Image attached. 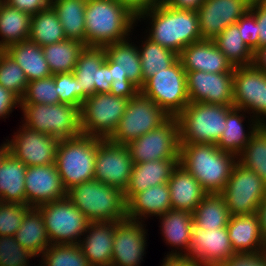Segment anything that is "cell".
<instances>
[{
	"label": "cell",
	"instance_id": "cell-48",
	"mask_svg": "<svg viewBox=\"0 0 266 266\" xmlns=\"http://www.w3.org/2000/svg\"><path fill=\"white\" fill-rule=\"evenodd\" d=\"M31 208L26 204L0 202V236H14Z\"/></svg>",
	"mask_w": 266,
	"mask_h": 266
},
{
	"label": "cell",
	"instance_id": "cell-17",
	"mask_svg": "<svg viewBox=\"0 0 266 266\" xmlns=\"http://www.w3.org/2000/svg\"><path fill=\"white\" fill-rule=\"evenodd\" d=\"M235 255L227 227L204 230L193 222L186 258L199 266H219Z\"/></svg>",
	"mask_w": 266,
	"mask_h": 266
},
{
	"label": "cell",
	"instance_id": "cell-37",
	"mask_svg": "<svg viewBox=\"0 0 266 266\" xmlns=\"http://www.w3.org/2000/svg\"><path fill=\"white\" fill-rule=\"evenodd\" d=\"M43 54L53 74L73 72L85 44L78 40L65 39L54 44L45 45Z\"/></svg>",
	"mask_w": 266,
	"mask_h": 266
},
{
	"label": "cell",
	"instance_id": "cell-43",
	"mask_svg": "<svg viewBox=\"0 0 266 266\" xmlns=\"http://www.w3.org/2000/svg\"><path fill=\"white\" fill-rule=\"evenodd\" d=\"M44 266H91L78 244H51L42 254Z\"/></svg>",
	"mask_w": 266,
	"mask_h": 266
},
{
	"label": "cell",
	"instance_id": "cell-10",
	"mask_svg": "<svg viewBox=\"0 0 266 266\" xmlns=\"http://www.w3.org/2000/svg\"><path fill=\"white\" fill-rule=\"evenodd\" d=\"M51 244H78L90 221L67 197L36 207Z\"/></svg>",
	"mask_w": 266,
	"mask_h": 266
},
{
	"label": "cell",
	"instance_id": "cell-6",
	"mask_svg": "<svg viewBox=\"0 0 266 266\" xmlns=\"http://www.w3.org/2000/svg\"><path fill=\"white\" fill-rule=\"evenodd\" d=\"M97 147L98 138L84 134L59 140L55 165L66 190L94 179Z\"/></svg>",
	"mask_w": 266,
	"mask_h": 266
},
{
	"label": "cell",
	"instance_id": "cell-54",
	"mask_svg": "<svg viewBox=\"0 0 266 266\" xmlns=\"http://www.w3.org/2000/svg\"><path fill=\"white\" fill-rule=\"evenodd\" d=\"M15 107H21V99L0 84V119H6Z\"/></svg>",
	"mask_w": 266,
	"mask_h": 266
},
{
	"label": "cell",
	"instance_id": "cell-16",
	"mask_svg": "<svg viewBox=\"0 0 266 266\" xmlns=\"http://www.w3.org/2000/svg\"><path fill=\"white\" fill-rule=\"evenodd\" d=\"M19 127L12 139H6L8 151L27 167L54 164L59 139L23 125Z\"/></svg>",
	"mask_w": 266,
	"mask_h": 266
},
{
	"label": "cell",
	"instance_id": "cell-31",
	"mask_svg": "<svg viewBox=\"0 0 266 266\" xmlns=\"http://www.w3.org/2000/svg\"><path fill=\"white\" fill-rule=\"evenodd\" d=\"M27 166L9 151L0 163V202L26 204L25 174Z\"/></svg>",
	"mask_w": 266,
	"mask_h": 266
},
{
	"label": "cell",
	"instance_id": "cell-55",
	"mask_svg": "<svg viewBox=\"0 0 266 266\" xmlns=\"http://www.w3.org/2000/svg\"><path fill=\"white\" fill-rule=\"evenodd\" d=\"M136 12L166 4L167 0H124Z\"/></svg>",
	"mask_w": 266,
	"mask_h": 266
},
{
	"label": "cell",
	"instance_id": "cell-14",
	"mask_svg": "<svg viewBox=\"0 0 266 266\" xmlns=\"http://www.w3.org/2000/svg\"><path fill=\"white\" fill-rule=\"evenodd\" d=\"M233 100L234 107L245 110L260 125H266V73L253 64L234 67Z\"/></svg>",
	"mask_w": 266,
	"mask_h": 266
},
{
	"label": "cell",
	"instance_id": "cell-29",
	"mask_svg": "<svg viewBox=\"0 0 266 266\" xmlns=\"http://www.w3.org/2000/svg\"><path fill=\"white\" fill-rule=\"evenodd\" d=\"M172 209L194 212L208 194L198 180L179 163L168 181Z\"/></svg>",
	"mask_w": 266,
	"mask_h": 266
},
{
	"label": "cell",
	"instance_id": "cell-27",
	"mask_svg": "<svg viewBox=\"0 0 266 266\" xmlns=\"http://www.w3.org/2000/svg\"><path fill=\"white\" fill-rule=\"evenodd\" d=\"M178 163L179 159H164L133 164L128 186L124 191L126 202L151 186L168 183Z\"/></svg>",
	"mask_w": 266,
	"mask_h": 266
},
{
	"label": "cell",
	"instance_id": "cell-20",
	"mask_svg": "<svg viewBox=\"0 0 266 266\" xmlns=\"http://www.w3.org/2000/svg\"><path fill=\"white\" fill-rule=\"evenodd\" d=\"M144 223L128 218L116 221L112 266H140L141 261H144L148 231Z\"/></svg>",
	"mask_w": 266,
	"mask_h": 266
},
{
	"label": "cell",
	"instance_id": "cell-34",
	"mask_svg": "<svg viewBox=\"0 0 266 266\" xmlns=\"http://www.w3.org/2000/svg\"><path fill=\"white\" fill-rule=\"evenodd\" d=\"M31 15L0 3V50L14 43L29 40Z\"/></svg>",
	"mask_w": 266,
	"mask_h": 266
},
{
	"label": "cell",
	"instance_id": "cell-13",
	"mask_svg": "<svg viewBox=\"0 0 266 266\" xmlns=\"http://www.w3.org/2000/svg\"><path fill=\"white\" fill-rule=\"evenodd\" d=\"M133 164L179 159V127L176 117H168L154 130L147 132L127 145Z\"/></svg>",
	"mask_w": 266,
	"mask_h": 266
},
{
	"label": "cell",
	"instance_id": "cell-41",
	"mask_svg": "<svg viewBox=\"0 0 266 266\" xmlns=\"http://www.w3.org/2000/svg\"><path fill=\"white\" fill-rule=\"evenodd\" d=\"M143 40L141 46L140 44L138 46V51L141 59L144 85L145 81L152 75L170 67L178 59V54L162 47L158 43H154L146 36H144Z\"/></svg>",
	"mask_w": 266,
	"mask_h": 266
},
{
	"label": "cell",
	"instance_id": "cell-45",
	"mask_svg": "<svg viewBox=\"0 0 266 266\" xmlns=\"http://www.w3.org/2000/svg\"><path fill=\"white\" fill-rule=\"evenodd\" d=\"M59 96L56 92L53 75L29 81L21 104H57Z\"/></svg>",
	"mask_w": 266,
	"mask_h": 266
},
{
	"label": "cell",
	"instance_id": "cell-24",
	"mask_svg": "<svg viewBox=\"0 0 266 266\" xmlns=\"http://www.w3.org/2000/svg\"><path fill=\"white\" fill-rule=\"evenodd\" d=\"M185 71L233 72L234 67L213 40L202 39L185 47L178 55Z\"/></svg>",
	"mask_w": 266,
	"mask_h": 266
},
{
	"label": "cell",
	"instance_id": "cell-49",
	"mask_svg": "<svg viewBox=\"0 0 266 266\" xmlns=\"http://www.w3.org/2000/svg\"><path fill=\"white\" fill-rule=\"evenodd\" d=\"M109 70L110 80H113L109 93L117 97L131 99L140 92V89L127 78L126 74L113 71V60L110 57Z\"/></svg>",
	"mask_w": 266,
	"mask_h": 266
},
{
	"label": "cell",
	"instance_id": "cell-5",
	"mask_svg": "<svg viewBox=\"0 0 266 266\" xmlns=\"http://www.w3.org/2000/svg\"><path fill=\"white\" fill-rule=\"evenodd\" d=\"M233 106L190 102L176 117L180 144H217Z\"/></svg>",
	"mask_w": 266,
	"mask_h": 266
},
{
	"label": "cell",
	"instance_id": "cell-56",
	"mask_svg": "<svg viewBox=\"0 0 266 266\" xmlns=\"http://www.w3.org/2000/svg\"><path fill=\"white\" fill-rule=\"evenodd\" d=\"M205 0H167L166 5L184 10L197 11Z\"/></svg>",
	"mask_w": 266,
	"mask_h": 266
},
{
	"label": "cell",
	"instance_id": "cell-2",
	"mask_svg": "<svg viewBox=\"0 0 266 266\" xmlns=\"http://www.w3.org/2000/svg\"><path fill=\"white\" fill-rule=\"evenodd\" d=\"M85 46L105 47L133 35L137 13L124 0H87Z\"/></svg>",
	"mask_w": 266,
	"mask_h": 266
},
{
	"label": "cell",
	"instance_id": "cell-25",
	"mask_svg": "<svg viewBox=\"0 0 266 266\" xmlns=\"http://www.w3.org/2000/svg\"><path fill=\"white\" fill-rule=\"evenodd\" d=\"M227 230L235 254L266 252V241L261 234L258 213L231 215Z\"/></svg>",
	"mask_w": 266,
	"mask_h": 266
},
{
	"label": "cell",
	"instance_id": "cell-9",
	"mask_svg": "<svg viewBox=\"0 0 266 266\" xmlns=\"http://www.w3.org/2000/svg\"><path fill=\"white\" fill-rule=\"evenodd\" d=\"M129 99L111 93L87 97L80 108L82 134L109 139L125 113Z\"/></svg>",
	"mask_w": 266,
	"mask_h": 266
},
{
	"label": "cell",
	"instance_id": "cell-46",
	"mask_svg": "<svg viewBox=\"0 0 266 266\" xmlns=\"http://www.w3.org/2000/svg\"><path fill=\"white\" fill-rule=\"evenodd\" d=\"M53 77L55 79L56 92L59 96V103L70 104L80 109L87 96L79 88L74 73H57L53 74Z\"/></svg>",
	"mask_w": 266,
	"mask_h": 266
},
{
	"label": "cell",
	"instance_id": "cell-1",
	"mask_svg": "<svg viewBox=\"0 0 266 266\" xmlns=\"http://www.w3.org/2000/svg\"><path fill=\"white\" fill-rule=\"evenodd\" d=\"M147 19L150 22L145 36L178 55L188 45L202 40L196 11L163 4L137 13V24Z\"/></svg>",
	"mask_w": 266,
	"mask_h": 266
},
{
	"label": "cell",
	"instance_id": "cell-52",
	"mask_svg": "<svg viewBox=\"0 0 266 266\" xmlns=\"http://www.w3.org/2000/svg\"><path fill=\"white\" fill-rule=\"evenodd\" d=\"M219 266H266V252L258 254H235Z\"/></svg>",
	"mask_w": 266,
	"mask_h": 266
},
{
	"label": "cell",
	"instance_id": "cell-47",
	"mask_svg": "<svg viewBox=\"0 0 266 266\" xmlns=\"http://www.w3.org/2000/svg\"><path fill=\"white\" fill-rule=\"evenodd\" d=\"M35 257L14 236H0V266H30L29 260Z\"/></svg>",
	"mask_w": 266,
	"mask_h": 266
},
{
	"label": "cell",
	"instance_id": "cell-39",
	"mask_svg": "<svg viewBox=\"0 0 266 266\" xmlns=\"http://www.w3.org/2000/svg\"><path fill=\"white\" fill-rule=\"evenodd\" d=\"M213 41L233 67L253 64L254 52L241 38L236 23L225 28Z\"/></svg>",
	"mask_w": 266,
	"mask_h": 266
},
{
	"label": "cell",
	"instance_id": "cell-57",
	"mask_svg": "<svg viewBox=\"0 0 266 266\" xmlns=\"http://www.w3.org/2000/svg\"><path fill=\"white\" fill-rule=\"evenodd\" d=\"M161 266H199L193 261L188 260L186 257L165 256L162 260Z\"/></svg>",
	"mask_w": 266,
	"mask_h": 266
},
{
	"label": "cell",
	"instance_id": "cell-30",
	"mask_svg": "<svg viewBox=\"0 0 266 266\" xmlns=\"http://www.w3.org/2000/svg\"><path fill=\"white\" fill-rule=\"evenodd\" d=\"M246 114L248 113L245 110L236 107H232L227 112L225 128L216 144L220 150L238 156L250 142L252 135L261 125L252 116L249 117ZM246 118H248L247 122L249 123L247 130H245L243 123Z\"/></svg>",
	"mask_w": 266,
	"mask_h": 266
},
{
	"label": "cell",
	"instance_id": "cell-4",
	"mask_svg": "<svg viewBox=\"0 0 266 266\" xmlns=\"http://www.w3.org/2000/svg\"><path fill=\"white\" fill-rule=\"evenodd\" d=\"M66 197L90 222L122 221L127 218V202L121 189L90 180L74 185Z\"/></svg>",
	"mask_w": 266,
	"mask_h": 266
},
{
	"label": "cell",
	"instance_id": "cell-38",
	"mask_svg": "<svg viewBox=\"0 0 266 266\" xmlns=\"http://www.w3.org/2000/svg\"><path fill=\"white\" fill-rule=\"evenodd\" d=\"M192 215L193 222L204 230L227 227L231 216L224 198L219 193L207 194Z\"/></svg>",
	"mask_w": 266,
	"mask_h": 266
},
{
	"label": "cell",
	"instance_id": "cell-11",
	"mask_svg": "<svg viewBox=\"0 0 266 266\" xmlns=\"http://www.w3.org/2000/svg\"><path fill=\"white\" fill-rule=\"evenodd\" d=\"M219 194L224 198L230 215H250L258 212L266 195V184L257 173L237 162Z\"/></svg>",
	"mask_w": 266,
	"mask_h": 266
},
{
	"label": "cell",
	"instance_id": "cell-36",
	"mask_svg": "<svg viewBox=\"0 0 266 266\" xmlns=\"http://www.w3.org/2000/svg\"><path fill=\"white\" fill-rule=\"evenodd\" d=\"M87 0H51L66 39L78 40L85 44V7Z\"/></svg>",
	"mask_w": 266,
	"mask_h": 266
},
{
	"label": "cell",
	"instance_id": "cell-42",
	"mask_svg": "<svg viewBox=\"0 0 266 266\" xmlns=\"http://www.w3.org/2000/svg\"><path fill=\"white\" fill-rule=\"evenodd\" d=\"M237 162L257 173L266 184V125H261L237 156Z\"/></svg>",
	"mask_w": 266,
	"mask_h": 266
},
{
	"label": "cell",
	"instance_id": "cell-21",
	"mask_svg": "<svg viewBox=\"0 0 266 266\" xmlns=\"http://www.w3.org/2000/svg\"><path fill=\"white\" fill-rule=\"evenodd\" d=\"M252 0H205L196 11L202 39L214 40L235 24L249 9Z\"/></svg>",
	"mask_w": 266,
	"mask_h": 266
},
{
	"label": "cell",
	"instance_id": "cell-15",
	"mask_svg": "<svg viewBox=\"0 0 266 266\" xmlns=\"http://www.w3.org/2000/svg\"><path fill=\"white\" fill-rule=\"evenodd\" d=\"M94 179L121 189L128 186L133 161L126 145L98 138Z\"/></svg>",
	"mask_w": 266,
	"mask_h": 266
},
{
	"label": "cell",
	"instance_id": "cell-58",
	"mask_svg": "<svg viewBox=\"0 0 266 266\" xmlns=\"http://www.w3.org/2000/svg\"><path fill=\"white\" fill-rule=\"evenodd\" d=\"M253 65L266 73V45L254 52Z\"/></svg>",
	"mask_w": 266,
	"mask_h": 266
},
{
	"label": "cell",
	"instance_id": "cell-59",
	"mask_svg": "<svg viewBox=\"0 0 266 266\" xmlns=\"http://www.w3.org/2000/svg\"><path fill=\"white\" fill-rule=\"evenodd\" d=\"M257 213L260 219L261 234L266 241V195L261 204L259 205Z\"/></svg>",
	"mask_w": 266,
	"mask_h": 266
},
{
	"label": "cell",
	"instance_id": "cell-35",
	"mask_svg": "<svg viewBox=\"0 0 266 266\" xmlns=\"http://www.w3.org/2000/svg\"><path fill=\"white\" fill-rule=\"evenodd\" d=\"M16 241L36 257L51 245L41 212L32 207L22 220L19 230L14 235Z\"/></svg>",
	"mask_w": 266,
	"mask_h": 266
},
{
	"label": "cell",
	"instance_id": "cell-28",
	"mask_svg": "<svg viewBox=\"0 0 266 266\" xmlns=\"http://www.w3.org/2000/svg\"><path fill=\"white\" fill-rule=\"evenodd\" d=\"M170 209L172 205L168 183L154 185L136 193L127 202V218L144 222L148 217H158Z\"/></svg>",
	"mask_w": 266,
	"mask_h": 266
},
{
	"label": "cell",
	"instance_id": "cell-32",
	"mask_svg": "<svg viewBox=\"0 0 266 266\" xmlns=\"http://www.w3.org/2000/svg\"><path fill=\"white\" fill-rule=\"evenodd\" d=\"M4 51L22 68L28 82L52 75L43 48L26 40L6 47Z\"/></svg>",
	"mask_w": 266,
	"mask_h": 266
},
{
	"label": "cell",
	"instance_id": "cell-44",
	"mask_svg": "<svg viewBox=\"0 0 266 266\" xmlns=\"http://www.w3.org/2000/svg\"><path fill=\"white\" fill-rule=\"evenodd\" d=\"M0 84L20 99L28 84L22 68L4 50H0Z\"/></svg>",
	"mask_w": 266,
	"mask_h": 266
},
{
	"label": "cell",
	"instance_id": "cell-7",
	"mask_svg": "<svg viewBox=\"0 0 266 266\" xmlns=\"http://www.w3.org/2000/svg\"><path fill=\"white\" fill-rule=\"evenodd\" d=\"M22 125L33 131L49 134L59 140L82 134L80 109L76 106L57 104H21Z\"/></svg>",
	"mask_w": 266,
	"mask_h": 266
},
{
	"label": "cell",
	"instance_id": "cell-51",
	"mask_svg": "<svg viewBox=\"0 0 266 266\" xmlns=\"http://www.w3.org/2000/svg\"><path fill=\"white\" fill-rule=\"evenodd\" d=\"M256 18L258 48L266 45V0H252L249 9Z\"/></svg>",
	"mask_w": 266,
	"mask_h": 266
},
{
	"label": "cell",
	"instance_id": "cell-53",
	"mask_svg": "<svg viewBox=\"0 0 266 266\" xmlns=\"http://www.w3.org/2000/svg\"><path fill=\"white\" fill-rule=\"evenodd\" d=\"M5 3L31 16L51 6V0H6Z\"/></svg>",
	"mask_w": 266,
	"mask_h": 266
},
{
	"label": "cell",
	"instance_id": "cell-50",
	"mask_svg": "<svg viewBox=\"0 0 266 266\" xmlns=\"http://www.w3.org/2000/svg\"><path fill=\"white\" fill-rule=\"evenodd\" d=\"M240 36L248 47L255 52L258 49V32L255 15L248 10L237 22Z\"/></svg>",
	"mask_w": 266,
	"mask_h": 266
},
{
	"label": "cell",
	"instance_id": "cell-19",
	"mask_svg": "<svg viewBox=\"0 0 266 266\" xmlns=\"http://www.w3.org/2000/svg\"><path fill=\"white\" fill-rule=\"evenodd\" d=\"M186 83L190 102L234 107L233 72L186 71Z\"/></svg>",
	"mask_w": 266,
	"mask_h": 266
},
{
	"label": "cell",
	"instance_id": "cell-18",
	"mask_svg": "<svg viewBox=\"0 0 266 266\" xmlns=\"http://www.w3.org/2000/svg\"><path fill=\"white\" fill-rule=\"evenodd\" d=\"M73 73L87 97L110 92L113 80H110L109 56L104 47L85 46Z\"/></svg>",
	"mask_w": 266,
	"mask_h": 266
},
{
	"label": "cell",
	"instance_id": "cell-40",
	"mask_svg": "<svg viewBox=\"0 0 266 266\" xmlns=\"http://www.w3.org/2000/svg\"><path fill=\"white\" fill-rule=\"evenodd\" d=\"M66 39L62 24L54 9L39 11L31 17L29 40L40 47L64 41Z\"/></svg>",
	"mask_w": 266,
	"mask_h": 266
},
{
	"label": "cell",
	"instance_id": "cell-8",
	"mask_svg": "<svg viewBox=\"0 0 266 266\" xmlns=\"http://www.w3.org/2000/svg\"><path fill=\"white\" fill-rule=\"evenodd\" d=\"M140 92L153 100L169 117H177L190 103L186 71L180 59L148 78Z\"/></svg>",
	"mask_w": 266,
	"mask_h": 266
},
{
	"label": "cell",
	"instance_id": "cell-33",
	"mask_svg": "<svg viewBox=\"0 0 266 266\" xmlns=\"http://www.w3.org/2000/svg\"><path fill=\"white\" fill-rule=\"evenodd\" d=\"M131 37L105 46L107 55L113 60V71L126 74L139 89L143 87V73L138 46Z\"/></svg>",
	"mask_w": 266,
	"mask_h": 266
},
{
	"label": "cell",
	"instance_id": "cell-22",
	"mask_svg": "<svg viewBox=\"0 0 266 266\" xmlns=\"http://www.w3.org/2000/svg\"><path fill=\"white\" fill-rule=\"evenodd\" d=\"M24 182L27 206L37 207L66 197L55 163L27 167Z\"/></svg>",
	"mask_w": 266,
	"mask_h": 266
},
{
	"label": "cell",
	"instance_id": "cell-3",
	"mask_svg": "<svg viewBox=\"0 0 266 266\" xmlns=\"http://www.w3.org/2000/svg\"><path fill=\"white\" fill-rule=\"evenodd\" d=\"M236 163V155L220 150L215 144H180L179 164L208 194L224 189Z\"/></svg>",
	"mask_w": 266,
	"mask_h": 266
},
{
	"label": "cell",
	"instance_id": "cell-23",
	"mask_svg": "<svg viewBox=\"0 0 266 266\" xmlns=\"http://www.w3.org/2000/svg\"><path fill=\"white\" fill-rule=\"evenodd\" d=\"M116 221L90 222L78 245L91 266L112 263Z\"/></svg>",
	"mask_w": 266,
	"mask_h": 266
},
{
	"label": "cell",
	"instance_id": "cell-26",
	"mask_svg": "<svg viewBox=\"0 0 266 266\" xmlns=\"http://www.w3.org/2000/svg\"><path fill=\"white\" fill-rule=\"evenodd\" d=\"M158 217L161 221L160 231L164 237L163 239L167 245L173 248L165 256L186 257L190 236L192 235V213L170 209Z\"/></svg>",
	"mask_w": 266,
	"mask_h": 266
},
{
	"label": "cell",
	"instance_id": "cell-60",
	"mask_svg": "<svg viewBox=\"0 0 266 266\" xmlns=\"http://www.w3.org/2000/svg\"><path fill=\"white\" fill-rule=\"evenodd\" d=\"M8 152V146H7V142H3V144L1 143L0 145V163L1 160L3 158V156Z\"/></svg>",
	"mask_w": 266,
	"mask_h": 266
},
{
	"label": "cell",
	"instance_id": "cell-12",
	"mask_svg": "<svg viewBox=\"0 0 266 266\" xmlns=\"http://www.w3.org/2000/svg\"><path fill=\"white\" fill-rule=\"evenodd\" d=\"M169 116L150 98L139 92L129 99L124 115L111 135V142L127 145L154 130Z\"/></svg>",
	"mask_w": 266,
	"mask_h": 266
}]
</instances>
